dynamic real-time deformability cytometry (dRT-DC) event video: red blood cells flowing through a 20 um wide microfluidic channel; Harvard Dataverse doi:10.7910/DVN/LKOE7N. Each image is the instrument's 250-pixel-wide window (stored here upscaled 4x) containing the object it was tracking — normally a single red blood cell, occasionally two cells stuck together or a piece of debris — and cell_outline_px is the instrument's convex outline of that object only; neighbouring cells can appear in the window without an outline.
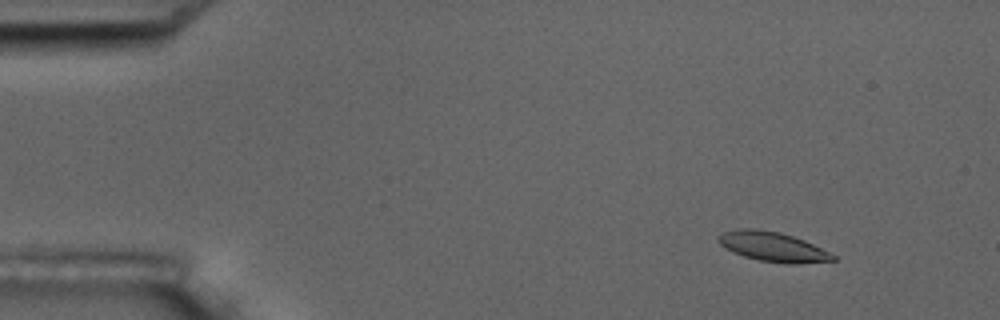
{"species": "common noctule bat (a hibernating species)", "species_latin": "Nyctalus noctula", "temperature_condition": "room temperature", "stored_images_in_passage": 5, "camera_frame_rate_fps": 3000, "um_per_image_px": 0.085, "animal": {"sex": "male", "body_mass_g": 17.5, "forearm_length_mm": 52.3}, "frame": {"image": 1, "passage_image": 2, "time_ms": 1.0, "image_size_px": [1000, 320], "cell_outline_px": [[836, 260], [796, 264], [788, 264], [760, 260], [744, 256], [732, 252], [720, 244], [716, 240], [716, 236], [724, 232], [736, 228], [756, 228], [780, 232], [804, 240], [836, 256]], "centroid_in_image_um": [65.63, 20.96], "position_along_channel_um": 19.4, "area_um2": 19.77}}
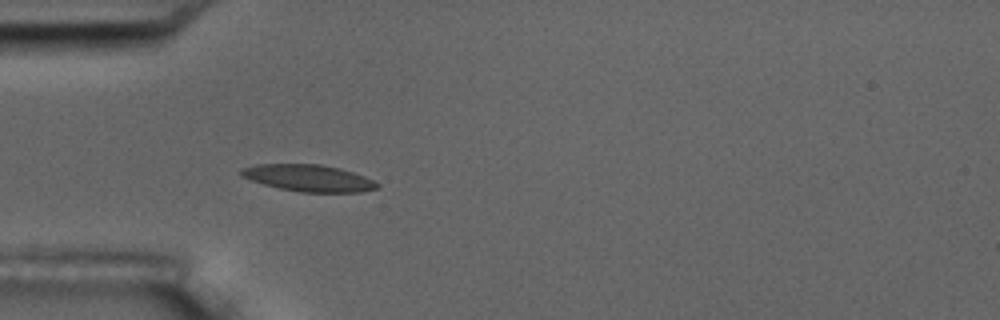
{"frame": {"image": 2, "passage_image": 5, "time_ms": 4.667, "image_size_px": [1000, 320], "cell_outline_px": [[380, 184], [376, 188], [360, 192], [300, 192], [280, 188], [264, 184], [240, 176], [240, 168], [256, 164], [320, 164], [340, 168], [364, 176]], "centroid_in_image_um": [26.2, 15.12], "position_along_channel_um": 58.8, "area_um2": 21.1}}